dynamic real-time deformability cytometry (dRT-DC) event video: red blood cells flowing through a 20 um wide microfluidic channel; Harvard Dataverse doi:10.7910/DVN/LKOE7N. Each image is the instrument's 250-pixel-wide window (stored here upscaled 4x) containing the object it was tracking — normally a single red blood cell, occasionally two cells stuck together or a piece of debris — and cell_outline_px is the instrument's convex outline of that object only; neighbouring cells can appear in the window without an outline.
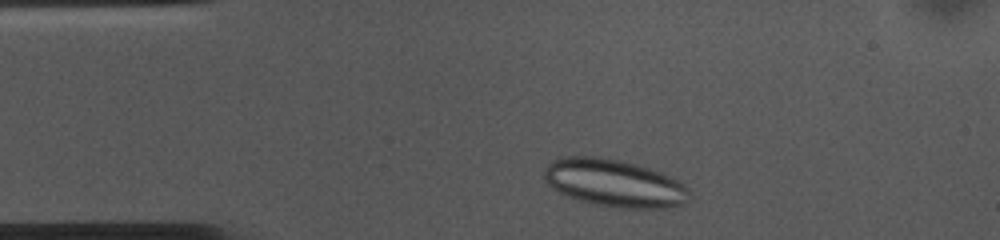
{"species": "common noctule bat (a hibernating species)", "species_latin": "Nyctalus noctula", "temperature_condition": "cold", "stored_images_in_passage": 36, "camera_frame_rate_fps": 3000, "um_per_image_px": 0.085, "animal": {"sex": "female", "body_mass_g": 10.0, "forearm_length_mm": 53.1}, "frame": {"image": 1, "passage_image": 3, "time_ms": 0.667, "image_size_px": [1000, 240], "cell_outline_px": [[688, 200], [684, 204], [668, 208], [620, 208], [596, 204], [580, 200], [568, 196], [552, 188], [548, 184], [544, 176], [544, 168], [552, 160], [564, 156], [596, 156], [620, 160], [636, 164], [660, 172], [676, 180], [688, 188]], "centroid_in_image_um": [52.19, 15.56], "position_along_channel_um": 32.8, "area_um2": 40.0}}
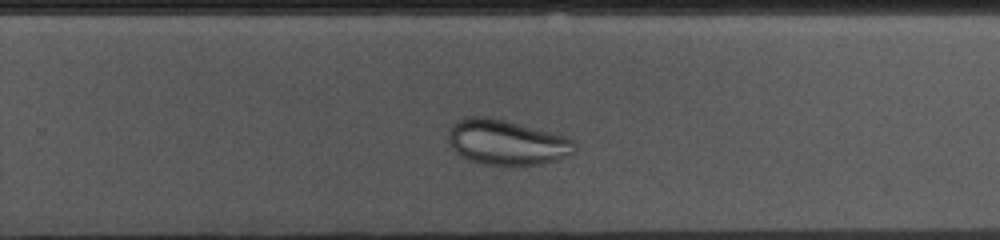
{"frame": {"image": 2, "passage_image": 27, "time_ms": 8.667, "image_size_px": [1000, 240], "cell_outline_px": [[576, 152], [572, 156], [560, 160], [540, 164], [480, 164], [468, 160], [460, 156], [448, 144], [448, 132], [456, 120], [468, 116], [484, 116], [504, 120], [568, 136], [576, 140]], "centroid_in_image_um": [43.11, 12.1], "position_along_channel_um": 286.7, "area_um2": 33.7}}
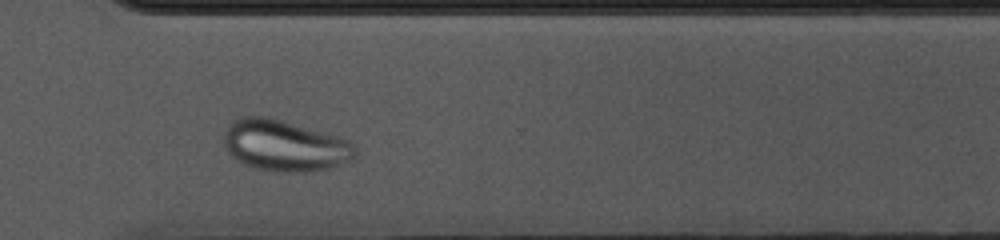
{"frame": {"image": 3, "passage_image": 32, "time_ms": 10.333, "image_size_px": [1000, 240], "cell_outline_px": [[356, 152], [348, 160], [328, 168], [316, 172], [284, 172], [260, 168], [236, 160], [228, 152], [224, 144], [224, 132], [228, 124], [232, 120], [240, 116], [268, 116], [340, 136], [348, 140], [356, 148]], "centroid_in_image_um": [24.17, 12.34], "position_along_channel_um": 346.4, "area_um2": 39.07}}